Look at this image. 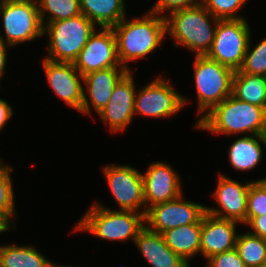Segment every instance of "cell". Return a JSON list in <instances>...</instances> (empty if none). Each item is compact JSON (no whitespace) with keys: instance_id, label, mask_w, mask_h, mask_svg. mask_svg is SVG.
Returning a JSON list of instances; mask_svg holds the SVG:
<instances>
[{"instance_id":"cell-25","label":"cell","mask_w":266,"mask_h":267,"mask_svg":"<svg viewBox=\"0 0 266 267\" xmlns=\"http://www.w3.org/2000/svg\"><path fill=\"white\" fill-rule=\"evenodd\" d=\"M235 249L246 267H262L266 262V239L249 231L238 233Z\"/></svg>"},{"instance_id":"cell-32","label":"cell","mask_w":266,"mask_h":267,"mask_svg":"<svg viewBox=\"0 0 266 267\" xmlns=\"http://www.w3.org/2000/svg\"><path fill=\"white\" fill-rule=\"evenodd\" d=\"M202 2L203 0H157L150 10L160 16L166 12L167 14L164 15L166 16L168 12L199 6Z\"/></svg>"},{"instance_id":"cell-12","label":"cell","mask_w":266,"mask_h":267,"mask_svg":"<svg viewBox=\"0 0 266 267\" xmlns=\"http://www.w3.org/2000/svg\"><path fill=\"white\" fill-rule=\"evenodd\" d=\"M243 183L219 173L217 187L213 193L215 203L219 206H206V213L221 219L233 220L245 226L247 195L251 181Z\"/></svg>"},{"instance_id":"cell-22","label":"cell","mask_w":266,"mask_h":267,"mask_svg":"<svg viewBox=\"0 0 266 267\" xmlns=\"http://www.w3.org/2000/svg\"><path fill=\"white\" fill-rule=\"evenodd\" d=\"M263 143L260 135L240 136L229 147L231 166L238 171L255 169L263 157Z\"/></svg>"},{"instance_id":"cell-4","label":"cell","mask_w":266,"mask_h":267,"mask_svg":"<svg viewBox=\"0 0 266 267\" xmlns=\"http://www.w3.org/2000/svg\"><path fill=\"white\" fill-rule=\"evenodd\" d=\"M145 215L146 213L106 208L95 201L73 231H85L109 242L131 239L134 243L139 232L146 226Z\"/></svg>"},{"instance_id":"cell-31","label":"cell","mask_w":266,"mask_h":267,"mask_svg":"<svg viewBox=\"0 0 266 267\" xmlns=\"http://www.w3.org/2000/svg\"><path fill=\"white\" fill-rule=\"evenodd\" d=\"M205 267H246L243 260L240 258L238 251L219 253L207 259Z\"/></svg>"},{"instance_id":"cell-35","label":"cell","mask_w":266,"mask_h":267,"mask_svg":"<svg viewBox=\"0 0 266 267\" xmlns=\"http://www.w3.org/2000/svg\"><path fill=\"white\" fill-rule=\"evenodd\" d=\"M9 45L4 44L0 40V84H1V79L3 78V74L5 73V68L7 64V50L10 49ZM8 48V49H7Z\"/></svg>"},{"instance_id":"cell-6","label":"cell","mask_w":266,"mask_h":267,"mask_svg":"<svg viewBox=\"0 0 266 267\" xmlns=\"http://www.w3.org/2000/svg\"><path fill=\"white\" fill-rule=\"evenodd\" d=\"M194 84L198 98L200 120L213 107L232 95V80L235 71L206 55H195ZM202 113V114H201Z\"/></svg>"},{"instance_id":"cell-17","label":"cell","mask_w":266,"mask_h":267,"mask_svg":"<svg viewBox=\"0 0 266 267\" xmlns=\"http://www.w3.org/2000/svg\"><path fill=\"white\" fill-rule=\"evenodd\" d=\"M128 71L124 67H111L85 74L83 84L86 87L83 88L84 96L80 113L92 116L93 107L98 114L107 105L116 84Z\"/></svg>"},{"instance_id":"cell-29","label":"cell","mask_w":266,"mask_h":267,"mask_svg":"<svg viewBox=\"0 0 266 267\" xmlns=\"http://www.w3.org/2000/svg\"><path fill=\"white\" fill-rule=\"evenodd\" d=\"M266 215V177L251 181L247 195L246 223L253 217Z\"/></svg>"},{"instance_id":"cell-20","label":"cell","mask_w":266,"mask_h":267,"mask_svg":"<svg viewBox=\"0 0 266 267\" xmlns=\"http://www.w3.org/2000/svg\"><path fill=\"white\" fill-rule=\"evenodd\" d=\"M201 231L202 218L197 223L167 230L162 235L166 244L190 264L192 258L200 254Z\"/></svg>"},{"instance_id":"cell-3","label":"cell","mask_w":266,"mask_h":267,"mask_svg":"<svg viewBox=\"0 0 266 267\" xmlns=\"http://www.w3.org/2000/svg\"><path fill=\"white\" fill-rule=\"evenodd\" d=\"M165 19L175 47L184 46L195 55H206L211 49L219 19L203 5L172 11Z\"/></svg>"},{"instance_id":"cell-19","label":"cell","mask_w":266,"mask_h":267,"mask_svg":"<svg viewBox=\"0 0 266 267\" xmlns=\"http://www.w3.org/2000/svg\"><path fill=\"white\" fill-rule=\"evenodd\" d=\"M134 244L152 267H191L166 244L162 234L147 226L139 232Z\"/></svg>"},{"instance_id":"cell-37","label":"cell","mask_w":266,"mask_h":267,"mask_svg":"<svg viewBox=\"0 0 266 267\" xmlns=\"http://www.w3.org/2000/svg\"><path fill=\"white\" fill-rule=\"evenodd\" d=\"M260 137L263 143L264 148L266 149V126L264 127V129L261 131L260 133Z\"/></svg>"},{"instance_id":"cell-13","label":"cell","mask_w":266,"mask_h":267,"mask_svg":"<svg viewBox=\"0 0 266 267\" xmlns=\"http://www.w3.org/2000/svg\"><path fill=\"white\" fill-rule=\"evenodd\" d=\"M135 71H128L116 84L107 105L98 113L110 132L125 131L135 117Z\"/></svg>"},{"instance_id":"cell-27","label":"cell","mask_w":266,"mask_h":267,"mask_svg":"<svg viewBox=\"0 0 266 267\" xmlns=\"http://www.w3.org/2000/svg\"><path fill=\"white\" fill-rule=\"evenodd\" d=\"M43 26L80 15L79 0H36ZM48 14V16H46ZM46 16V17H45ZM47 21H46V20Z\"/></svg>"},{"instance_id":"cell-11","label":"cell","mask_w":266,"mask_h":267,"mask_svg":"<svg viewBox=\"0 0 266 267\" xmlns=\"http://www.w3.org/2000/svg\"><path fill=\"white\" fill-rule=\"evenodd\" d=\"M206 213V206L184 200L183 194L172 201L155 204L145 215L146 226L160 234L187 224L197 223Z\"/></svg>"},{"instance_id":"cell-10","label":"cell","mask_w":266,"mask_h":267,"mask_svg":"<svg viewBox=\"0 0 266 267\" xmlns=\"http://www.w3.org/2000/svg\"><path fill=\"white\" fill-rule=\"evenodd\" d=\"M103 175L106 179L112 197L118 208L114 210L134 211L145 213L143 178L140 170L128 165L110 164L103 166Z\"/></svg>"},{"instance_id":"cell-34","label":"cell","mask_w":266,"mask_h":267,"mask_svg":"<svg viewBox=\"0 0 266 267\" xmlns=\"http://www.w3.org/2000/svg\"><path fill=\"white\" fill-rule=\"evenodd\" d=\"M13 108L7 101L0 98V131L4 129L8 120L13 116Z\"/></svg>"},{"instance_id":"cell-15","label":"cell","mask_w":266,"mask_h":267,"mask_svg":"<svg viewBox=\"0 0 266 267\" xmlns=\"http://www.w3.org/2000/svg\"><path fill=\"white\" fill-rule=\"evenodd\" d=\"M143 178L145 213L155 204L172 201L183 193L178 173L164 161L151 163Z\"/></svg>"},{"instance_id":"cell-14","label":"cell","mask_w":266,"mask_h":267,"mask_svg":"<svg viewBox=\"0 0 266 267\" xmlns=\"http://www.w3.org/2000/svg\"><path fill=\"white\" fill-rule=\"evenodd\" d=\"M100 30H96L88 39L74 62L82 76L101 69L123 67L118 60L116 38L112 28H100Z\"/></svg>"},{"instance_id":"cell-30","label":"cell","mask_w":266,"mask_h":267,"mask_svg":"<svg viewBox=\"0 0 266 267\" xmlns=\"http://www.w3.org/2000/svg\"><path fill=\"white\" fill-rule=\"evenodd\" d=\"M248 0H203L202 5L217 19H241L242 15H237Z\"/></svg>"},{"instance_id":"cell-1","label":"cell","mask_w":266,"mask_h":267,"mask_svg":"<svg viewBox=\"0 0 266 267\" xmlns=\"http://www.w3.org/2000/svg\"><path fill=\"white\" fill-rule=\"evenodd\" d=\"M125 17L112 30L116 38L117 56L121 66L131 71L128 62L145 59L166 37V19L151 10L144 16L127 20Z\"/></svg>"},{"instance_id":"cell-23","label":"cell","mask_w":266,"mask_h":267,"mask_svg":"<svg viewBox=\"0 0 266 267\" xmlns=\"http://www.w3.org/2000/svg\"><path fill=\"white\" fill-rule=\"evenodd\" d=\"M232 96L236 99L266 109V80L263 75L234 73Z\"/></svg>"},{"instance_id":"cell-38","label":"cell","mask_w":266,"mask_h":267,"mask_svg":"<svg viewBox=\"0 0 266 267\" xmlns=\"http://www.w3.org/2000/svg\"><path fill=\"white\" fill-rule=\"evenodd\" d=\"M46 267H72V266H62V265H58V264H56V263H52V261L46 266Z\"/></svg>"},{"instance_id":"cell-8","label":"cell","mask_w":266,"mask_h":267,"mask_svg":"<svg viewBox=\"0 0 266 267\" xmlns=\"http://www.w3.org/2000/svg\"><path fill=\"white\" fill-rule=\"evenodd\" d=\"M250 37V26L244 18L219 20L206 56L237 71L242 67Z\"/></svg>"},{"instance_id":"cell-16","label":"cell","mask_w":266,"mask_h":267,"mask_svg":"<svg viewBox=\"0 0 266 267\" xmlns=\"http://www.w3.org/2000/svg\"><path fill=\"white\" fill-rule=\"evenodd\" d=\"M42 67L55 94L68 106L80 112L84 96L83 76L74 63L53 62L44 58Z\"/></svg>"},{"instance_id":"cell-33","label":"cell","mask_w":266,"mask_h":267,"mask_svg":"<svg viewBox=\"0 0 266 267\" xmlns=\"http://www.w3.org/2000/svg\"><path fill=\"white\" fill-rule=\"evenodd\" d=\"M245 225L252 229L249 233L266 239V215L253 217Z\"/></svg>"},{"instance_id":"cell-9","label":"cell","mask_w":266,"mask_h":267,"mask_svg":"<svg viewBox=\"0 0 266 267\" xmlns=\"http://www.w3.org/2000/svg\"><path fill=\"white\" fill-rule=\"evenodd\" d=\"M188 104L187 98L173 88L163 76L136 90L134 114L152 118L172 117Z\"/></svg>"},{"instance_id":"cell-28","label":"cell","mask_w":266,"mask_h":267,"mask_svg":"<svg viewBox=\"0 0 266 267\" xmlns=\"http://www.w3.org/2000/svg\"><path fill=\"white\" fill-rule=\"evenodd\" d=\"M251 38L245 53L242 67L235 73H247L250 75L266 74V37L251 48Z\"/></svg>"},{"instance_id":"cell-36","label":"cell","mask_w":266,"mask_h":267,"mask_svg":"<svg viewBox=\"0 0 266 267\" xmlns=\"http://www.w3.org/2000/svg\"><path fill=\"white\" fill-rule=\"evenodd\" d=\"M11 229L1 218H0V234L3 232H7V230Z\"/></svg>"},{"instance_id":"cell-18","label":"cell","mask_w":266,"mask_h":267,"mask_svg":"<svg viewBox=\"0 0 266 267\" xmlns=\"http://www.w3.org/2000/svg\"><path fill=\"white\" fill-rule=\"evenodd\" d=\"M239 222L205 213L202 217L200 254L204 259L235 249Z\"/></svg>"},{"instance_id":"cell-7","label":"cell","mask_w":266,"mask_h":267,"mask_svg":"<svg viewBox=\"0 0 266 267\" xmlns=\"http://www.w3.org/2000/svg\"><path fill=\"white\" fill-rule=\"evenodd\" d=\"M0 15L5 33L0 40L10 48L44 36L36 0H1Z\"/></svg>"},{"instance_id":"cell-21","label":"cell","mask_w":266,"mask_h":267,"mask_svg":"<svg viewBox=\"0 0 266 267\" xmlns=\"http://www.w3.org/2000/svg\"><path fill=\"white\" fill-rule=\"evenodd\" d=\"M80 11L100 28H112L126 17L125 0H79Z\"/></svg>"},{"instance_id":"cell-2","label":"cell","mask_w":266,"mask_h":267,"mask_svg":"<svg viewBox=\"0 0 266 267\" xmlns=\"http://www.w3.org/2000/svg\"><path fill=\"white\" fill-rule=\"evenodd\" d=\"M194 126L228 137L233 134L260 135L266 126V109L230 95L197 120Z\"/></svg>"},{"instance_id":"cell-24","label":"cell","mask_w":266,"mask_h":267,"mask_svg":"<svg viewBox=\"0 0 266 267\" xmlns=\"http://www.w3.org/2000/svg\"><path fill=\"white\" fill-rule=\"evenodd\" d=\"M30 245H0V267H46L51 261Z\"/></svg>"},{"instance_id":"cell-26","label":"cell","mask_w":266,"mask_h":267,"mask_svg":"<svg viewBox=\"0 0 266 267\" xmlns=\"http://www.w3.org/2000/svg\"><path fill=\"white\" fill-rule=\"evenodd\" d=\"M13 166L5 165L0 158V218L12 229L17 225L13 220H16L15 195L11 173ZM16 216V217H15ZM14 218V219H12ZM11 221V222H10Z\"/></svg>"},{"instance_id":"cell-5","label":"cell","mask_w":266,"mask_h":267,"mask_svg":"<svg viewBox=\"0 0 266 267\" xmlns=\"http://www.w3.org/2000/svg\"><path fill=\"white\" fill-rule=\"evenodd\" d=\"M83 14L70 19L50 22L44 25L48 50L45 59L53 62L74 63L97 26ZM48 34V35H47Z\"/></svg>"}]
</instances>
